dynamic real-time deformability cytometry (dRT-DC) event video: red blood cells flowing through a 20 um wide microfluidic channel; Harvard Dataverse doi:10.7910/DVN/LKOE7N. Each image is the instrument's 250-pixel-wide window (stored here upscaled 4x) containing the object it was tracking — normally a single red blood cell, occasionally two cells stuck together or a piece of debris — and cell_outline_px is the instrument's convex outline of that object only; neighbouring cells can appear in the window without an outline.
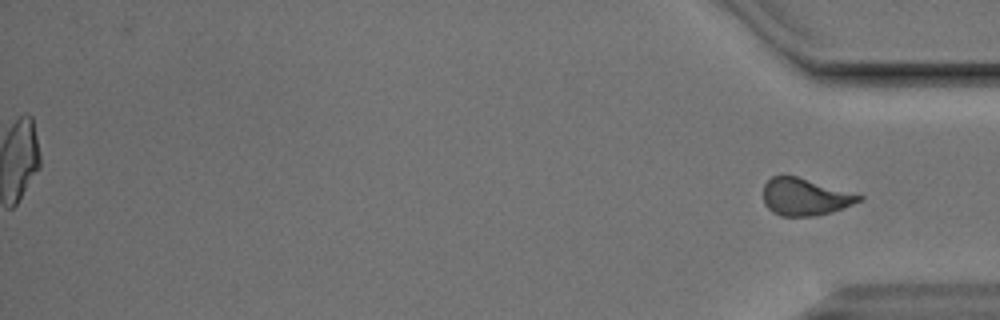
{"species": "Egyptian fruit bat (a non-hibernating species)", "species_latin": "Rousettus aegyptiacus", "temperature_condition": "cold", "stored_images_in_passage": 37, "segment_of_instrument_passage": [2, 2], "camera_frame_rate_fps": 3000, "um_per_image_px": 0.085, "animal": {"sex": "male"}, "frame": {"image": 1, "passage_image": 37, "time_ms": 12.0, "image_size_px": [1000, 320], "cell_outline_px": [[864, 196], [860, 200], [852, 204], [816, 216], [780, 216], [772, 212], [764, 204], [764, 184], [772, 176], [796, 176]], "centroid_in_image_um": [68.36, 16.74], "position_along_channel_um": 366.8, "area_um2": 20.29}}